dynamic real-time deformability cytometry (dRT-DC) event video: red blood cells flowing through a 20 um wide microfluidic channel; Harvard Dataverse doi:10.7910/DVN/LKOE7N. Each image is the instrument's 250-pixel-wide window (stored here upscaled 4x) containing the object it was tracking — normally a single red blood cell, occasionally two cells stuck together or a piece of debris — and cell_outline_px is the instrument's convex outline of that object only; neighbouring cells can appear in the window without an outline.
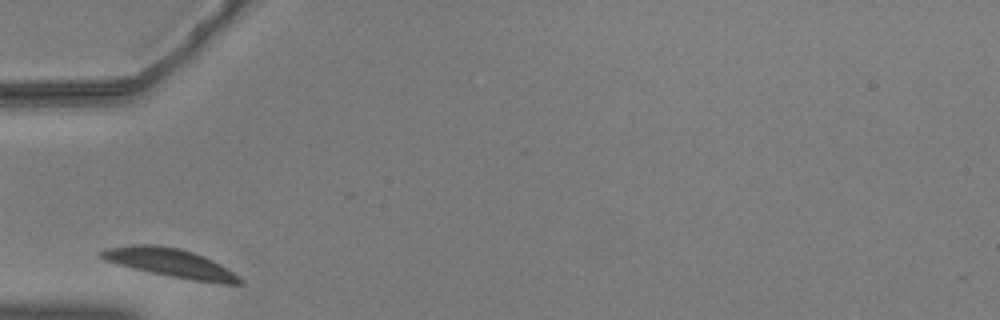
{"species": "common noctule bat (a hibernating species)", "species_latin": "Nyctalus noctula", "temperature_condition": "warm", "stored_images_in_passage": 12, "camera_frame_rate_fps": 3000, "um_per_image_px": 0.085, "animal": {"sex": "male", "body_mass_g": 20.5, "forearm_length_mm": 52.5}, "frame": {"image": 1, "passage_image": 1, "time_ms": 0.0, "image_size_px": [1000, 320], "cell_outline_px": [[244, 284], [220, 284], [172, 276], [132, 268], [104, 260], [96, 252], [104, 248], [132, 244], [156, 244], [180, 248], [204, 256], [220, 264], [244, 280]], "centroid_in_image_um": [14.45, 22.33], "position_along_channel_um": 70.5, "area_um2": 23.06}}
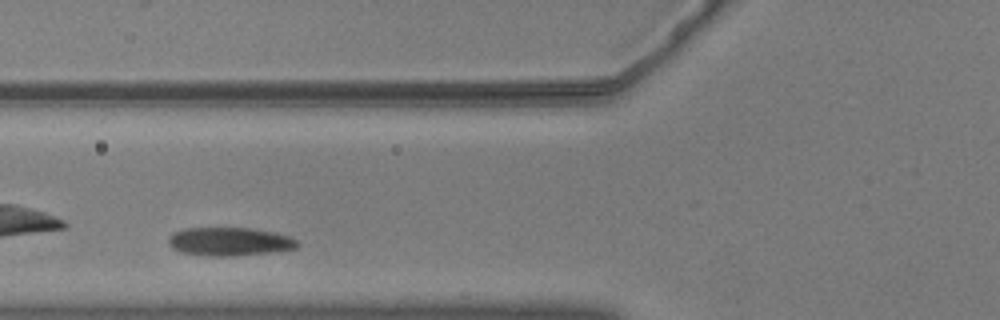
{"frame": {"image": 2, "passage_image": 4, "time_ms": 1.0, "image_size_px": [1000, 320], "cell_outline_px": [[300, 244], [296, 248], [268, 252], [228, 256], [208, 256], [180, 252], [172, 248], [168, 244], [168, 236], [172, 232], [184, 228], [252, 228], [276, 232], [288, 236], [296, 240]], "centroid_in_image_um": [19.46, 20.52], "position_along_channel_um": 106.3, "area_um2": 21.39}}